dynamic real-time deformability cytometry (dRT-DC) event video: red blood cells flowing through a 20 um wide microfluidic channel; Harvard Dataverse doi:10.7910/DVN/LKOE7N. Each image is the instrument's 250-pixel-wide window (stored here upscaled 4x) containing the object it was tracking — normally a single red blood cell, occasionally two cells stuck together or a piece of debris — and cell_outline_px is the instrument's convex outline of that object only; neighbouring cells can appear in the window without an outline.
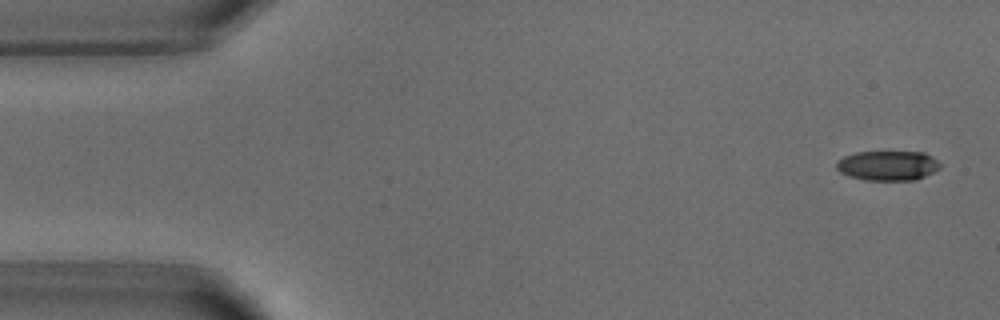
{"species": "common noctule bat (a hibernating species)", "species_latin": "Nyctalus noctula", "temperature_condition": "warm", "stored_images_in_passage": 51, "camera_frame_rate_fps": 3000, "um_per_image_px": 0.085, "animal": {"sex": "male", "body_mass_g": 18.8}, "frame": {"image": 1, "passage_image": 1, "time_ms": 0.0, "image_size_px": [1000, 320], "cell_outline_px": [[940, 168], [916, 180], [864, 180], [848, 176], [840, 172], [836, 168], [836, 164], [844, 156], [856, 152], [924, 152], [936, 160], [940, 164]], "centroid_in_image_um": [75.44, 14.08], "position_along_channel_um": 9.6, "area_um2": 17.86}}
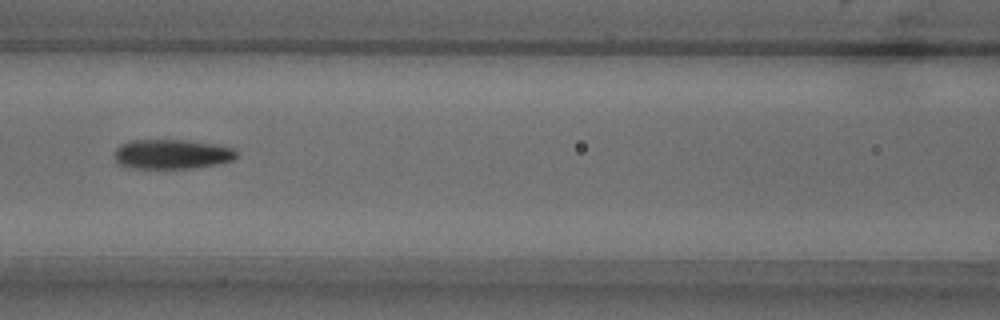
{"frame": {"image": 2, "passage_image": 21, "time_ms": 6.667, "image_size_px": [1000, 320], "cell_outline_px": [[236, 156], [232, 160], [216, 164], [192, 168], [132, 168], [120, 164], [116, 160], [116, 148], [120, 144], [128, 140], [184, 140], [216, 144], [232, 148], [236, 152]], "centroid_in_image_um": [14.59, 13.09], "position_along_channel_um": 152.0, "area_um2": 20.87}}
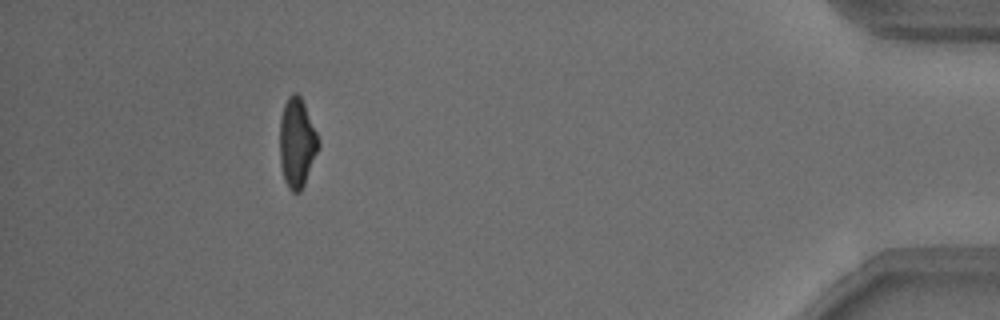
{"frame": {"image": 3, "passage_image": 46, "time_ms": 15.0, "image_size_px": [1000, 320], "cell_outline_px": [[320, 148], [304, 184], [300, 192], [292, 192], [288, 188], [284, 180], [280, 164], [280, 120], [284, 104], [288, 96], [292, 92], [296, 92], [300, 96], [304, 104], [320, 140]], "centroid_in_image_um": [25.25, 12.15], "position_along_channel_um": 410.0, "area_um2": 20.29}, "authors_computed_cell_mechanics": {"area_um2": 20.5768, "velocity_mm_per_s": 3.8415, "shape_relaxation_time_tau1_ms": 5.3855, "shape_relaxation_time_tau2_ms": 2.9756, "deformation_change_tau1": 0.1804, "deformation_change_tau2": 0.1066}}